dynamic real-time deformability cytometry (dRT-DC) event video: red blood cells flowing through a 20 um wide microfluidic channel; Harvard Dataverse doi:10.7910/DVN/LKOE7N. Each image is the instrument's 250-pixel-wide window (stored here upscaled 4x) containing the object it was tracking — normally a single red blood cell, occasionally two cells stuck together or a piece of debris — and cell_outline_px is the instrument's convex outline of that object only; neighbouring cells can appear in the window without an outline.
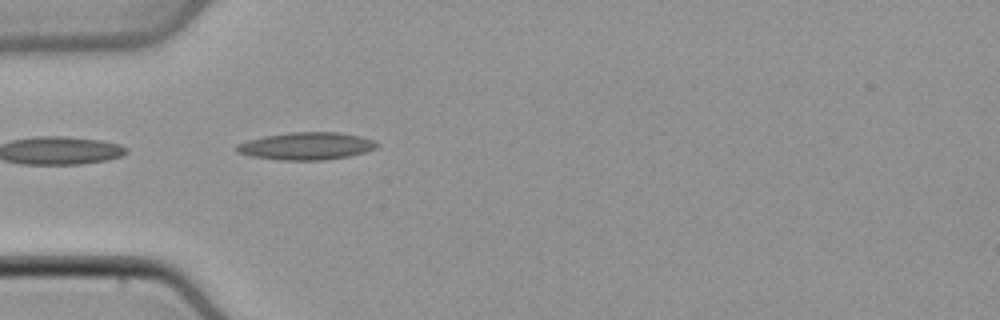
{"species": "common noctule bat (a hibernating species)", "species_latin": "Nyctalus noctula", "temperature_condition": "cold", "stored_images_in_passage": 37, "camera_frame_rate_fps": 3000, "um_per_image_px": 0.085, "animal": {"sex": "male", "body_mass_g": 21.5, "forearm_length_mm": 52.0}, "frame": {"image": 1, "passage_image": 3, "time_ms": 0.667, "image_size_px": [1000, 320], "cell_outline_px": [[380, 144], [376, 148], [364, 152], [348, 156], [324, 160], [280, 160], [252, 156], [236, 152], [236, 144], [248, 140], [264, 136], [292, 132], [340, 132], [360, 136], [372, 140]], "centroid_in_image_um": [26.03, 12.41], "position_along_channel_um": 59.0, "area_um2": 22.37}}
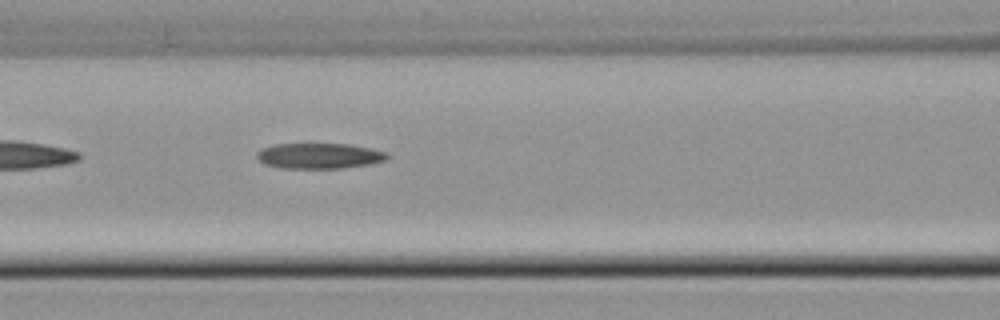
{"frame": {"image": 2, "passage_image": 9, "time_ms": 2.667, "image_size_px": [1000, 320], "cell_outline_px": [[388, 160], [372, 164], [344, 168], [280, 168], [264, 164], [256, 156], [256, 152], [260, 148], [276, 144], [348, 144], [388, 152]], "centroid_in_image_um": [27.14, 13.25], "position_along_channel_um": 139.5, "area_um2": 19.54}}
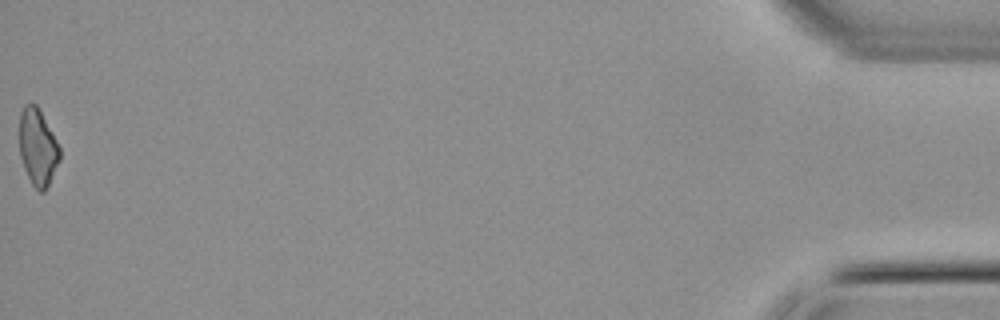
{"frame": {"image": 3, "passage_image": 37, "time_ms": 12.0, "image_size_px": [1000, 320], "cell_outline_px": [[60, 160], [44, 192], [40, 192], [32, 184], [24, 168], [20, 156], [20, 112], [24, 104], [36, 104], [56, 140], [60, 148]], "centroid_in_image_um": [3.2, 12.52], "position_along_channel_um": 432.0, "area_um2": 17.69}}